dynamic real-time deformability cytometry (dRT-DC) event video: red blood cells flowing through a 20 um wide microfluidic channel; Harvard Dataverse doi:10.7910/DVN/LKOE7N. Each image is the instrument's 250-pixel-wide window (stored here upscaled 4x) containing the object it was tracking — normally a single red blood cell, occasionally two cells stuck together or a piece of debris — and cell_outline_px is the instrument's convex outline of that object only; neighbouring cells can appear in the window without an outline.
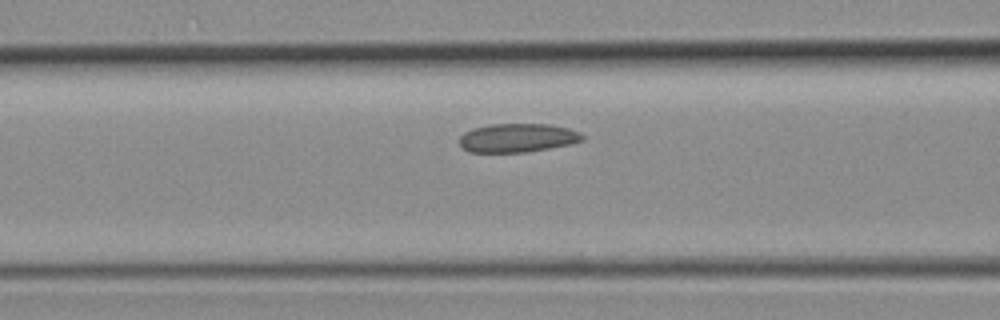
{"species": "common noctule bat (a hibernating species)", "species_latin": "Nyctalus noctula", "temperature_condition": "room temperature", "stored_images_in_passage": 5, "camera_frame_rate_fps": 3000, "um_per_image_px": 0.085, "animal": {"sex": "female", "body_mass_g": 19.3, "forearm_length_mm": 54.1}, "frame": {"image": 1, "passage_image": 5, "time_ms": 1.333, "image_size_px": [1000, 320], "cell_outline_px": [[584, 140], [568, 144], [548, 148], [524, 152], [468, 152], [460, 144], [460, 136], [464, 132], [472, 128], [488, 124], [552, 124], [568, 128], [580, 132], [584, 136]], "centroid_in_image_um": [43.98, 11.7], "position_along_channel_um": 122.6, "area_um2": 20.58}}